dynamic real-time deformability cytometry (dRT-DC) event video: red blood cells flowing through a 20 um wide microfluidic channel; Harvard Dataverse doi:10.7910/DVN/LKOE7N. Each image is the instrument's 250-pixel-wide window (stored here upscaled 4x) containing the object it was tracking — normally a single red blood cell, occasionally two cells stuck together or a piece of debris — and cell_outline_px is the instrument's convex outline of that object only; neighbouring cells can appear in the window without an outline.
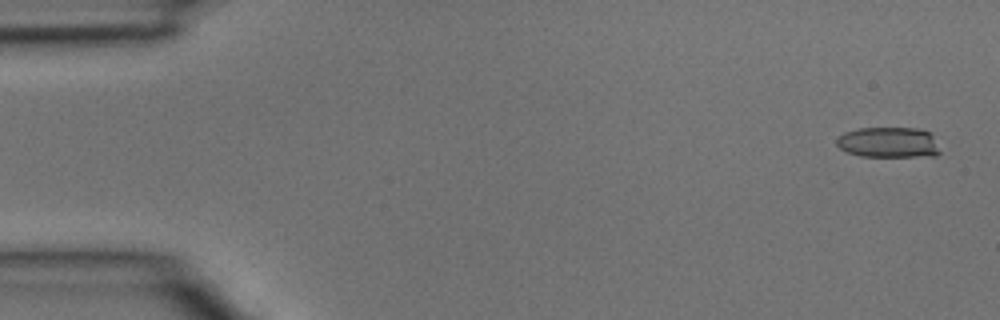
{"species": "common noctule bat (a hibernating species)", "species_latin": "Nyctalus noctula", "temperature_condition": "room temperature", "stored_images_in_passage": 5, "camera_frame_rate_fps": 3000, "um_per_image_px": 0.085, "animal": {"sex": "male", "body_mass_g": 15.6}, "frame": {"image": 1, "passage_image": 1, "time_ms": 0.0, "image_size_px": [1000, 320], "cell_outline_px": [[940, 152], [936, 156], [860, 156], [848, 152], [840, 148], [836, 144], [836, 140], [844, 132], [860, 128], [920, 128], [928, 132], [932, 136]], "centroid_in_image_um": [75.52, 12.1], "position_along_channel_um": 9.5, "area_um2": 18.26}}